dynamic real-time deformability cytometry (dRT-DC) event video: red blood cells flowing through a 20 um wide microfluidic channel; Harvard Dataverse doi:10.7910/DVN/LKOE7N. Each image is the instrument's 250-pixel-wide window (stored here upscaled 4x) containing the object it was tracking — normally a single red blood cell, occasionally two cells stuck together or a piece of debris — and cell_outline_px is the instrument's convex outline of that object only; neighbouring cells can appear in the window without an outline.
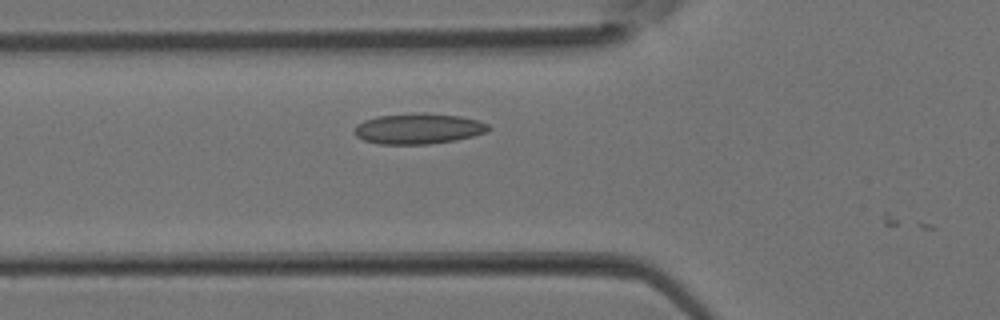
{"species": "Egyptian fruit bat (a non-hibernating species)", "species_latin": "Rousettus aegyptiacus", "temperature_condition": "room temperature", "stored_images_in_passage": 9, "camera_frame_rate_fps": 3000, "um_per_image_px": 0.085, "animal": {"sex": "female"}, "frame": {"image": 1, "passage_image": 8, "time_ms": 2.333, "image_size_px": [1000, 320], "cell_outline_px": [[488, 128], [484, 132], [472, 136], [456, 140], [428, 144], [380, 144], [364, 140], [356, 136], [356, 124], [364, 120], [376, 116], [412, 112], [424, 112], [460, 116], [476, 120], [488, 124]], "centroid_in_image_um": [35.52, 10.92], "position_along_channel_um": 90.3, "area_um2": 23.87}}